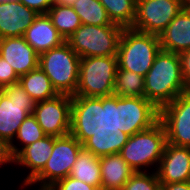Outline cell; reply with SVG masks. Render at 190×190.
<instances>
[{"label": "cell", "mask_w": 190, "mask_h": 190, "mask_svg": "<svg viewBox=\"0 0 190 190\" xmlns=\"http://www.w3.org/2000/svg\"><path fill=\"white\" fill-rule=\"evenodd\" d=\"M95 136L93 121L88 117L71 133L55 137L53 150L45 167L26 186L19 184V188L37 186L38 190H47L58 180L69 176L79 152Z\"/></svg>", "instance_id": "obj_3"}, {"label": "cell", "mask_w": 190, "mask_h": 190, "mask_svg": "<svg viewBox=\"0 0 190 190\" xmlns=\"http://www.w3.org/2000/svg\"><path fill=\"white\" fill-rule=\"evenodd\" d=\"M119 25L81 24L66 39L71 49L80 57L117 56L119 40L123 31Z\"/></svg>", "instance_id": "obj_9"}, {"label": "cell", "mask_w": 190, "mask_h": 190, "mask_svg": "<svg viewBox=\"0 0 190 190\" xmlns=\"http://www.w3.org/2000/svg\"><path fill=\"white\" fill-rule=\"evenodd\" d=\"M117 69V56L81 58L78 85L73 98L88 117L114 95Z\"/></svg>", "instance_id": "obj_2"}, {"label": "cell", "mask_w": 190, "mask_h": 190, "mask_svg": "<svg viewBox=\"0 0 190 190\" xmlns=\"http://www.w3.org/2000/svg\"><path fill=\"white\" fill-rule=\"evenodd\" d=\"M73 9L80 17L81 23L86 25H116L113 24L99 0H76Z\"/></svg>", "instance_id": "obj_23"}, {"label": "cell", "mask_w": 190, "mask_h": 190, "mask_svg": "<svg viewBox=\"0 0 190 190\" xmlns=\"http://www.w3.org/2000/svg\"><path fill=\"white\" fill-rule=\"evenodd\" d=\"M95 187L71 177L58 180L47 190H93Z\"/></svg>", "instance_id": "obj_28"}, {"label": "cell", "mask_w": 190, "mask_h": 190, "mask_svg": "<svg viewBox=\"0 0 190 190\" xmlns=\"http://www.w3.org/2000/svg\"><path fill=\"white\" fill-rule=\"evenodd\" d=\"M188 3L187 0H137L131 28L159 36Z\"/></svg>", "instance_id": "obj_11"}, {"label": "cell", "mask_w": 190, "mask_h": 190, "mask_svg": "<svg viewBox=\"0 0 190 190\" xmlns=\"http://www.w3.org/2000/svg\"><path fill=\"white\" fill-rule=\"evenodd\" d=\"M90 118L96 137L111 145L152 127L160 119V110L145 97L113 95Z\"/></svg>", "instance_id": "obj_1"}, {"label": "cell", "mask_w": 190, "mask_h": 190, "mask_svg": "<svg viewBox=\"0 0 190 190\" xmlns=\"http://www.w3.org/2000/svg\"><path fill=\"white\" fill-rule=\"evenodd\" d=\"M156 173L161 184L190 181V147L167 142Z\"/></svg>", "instance_id": "obj_14"}, {"label": "cell", "mask_w": 190, "mask_h": 190, "mask_svg": "<svg viewBox=\"0 0 190 190\" xmlns=\"http://www.w3.org/2000/svg\"><path fill=\"white\" fill-rule=\"evenodd\" d=\"M23 37L39 55L66 42L54 27L47 13L39 14L26 29Z\"/></svg>", "instance_id": "obj_20"}, {"label": "cell", "mask_w": 190, "mask_h": 190, "mask_svg": "<svg viewBox=\"0 0 190 190\" xmlns=\"http://www.w3.org/2000/svg\"><path fill=\"white\" fill-rule=\"evenodd\" d=\"M180 59L184 81L190 88V50L182 52L180 54Z\"/></svg>", "instance_id": "obj_32"}, {"label": "cell", "mask_w": 190, "mask_h": 190, "mask_svg": "<svg viewBox=\"0 0 190 190\" xmlns=\"http://www.w3.org/2000/svg\"><path fill=\"white\" fill-rule=\"evenodd\" d=\"M47 14L65 40L82 24L72 6L52 5Z\"/></svg>", "instance_id": "obj_24"}, {"label": "cell", "mask_w": 190, "mask_h": 190, "mask_svg": "<svg viewBox=\"0 0 190 190\" xmlns=\"http://www.w3.org/2000/svg\"><path fill=\"white\" fill-rule=\"evenodd\" d=\"M144 97L159 110L190 88L186 85L180 54L160 50L144 76Z\"/></svg>", "instance_id": "obj_4"}, {"label": "cell", "mask_w": 190, "mask_h": 190, "mask_svg": "<svg viewBox=\"0 0 190 190\" xmlns=\"http://www.w3.org/2000/svg\"><path fill=\"white\" fill-rule=\"evenodd\" d=\"M81 58L67 42L39 55L38 66L58 94L74 96L78 85Z\"/></svg>", "instance_id": "obj_8"}, {"label": "cell", "mask_w": 190, "mask_h": 190, "mask_svg": "<svg viewBox=\"0 0 190 190\" xmlns=\"http://www.w3.org/2000/svg\"><path fill=\"white\" fill-rule=\"evenodd\" d=\"M14 164V158L10 152L9 145L0 139V167H6V165Z\"/></svg>", "instance_id": "obj_31"}, {"label": "cell", "mask_w": 190, "mask_h": 190, "mask_svg": "<svg viewBox=\"0 0 190 190\" xmlns=\"http://www.w3.org/2000/svg\"><path fill=\"white\" fill-rule=\"evenodd\" d=\"M160 190H190V181L161 184Z\"/></svg>", "instance_id": "obj_33"}, {"label": "cell", "mask_w": 190, "mask_h": 190, "mask_svg": "<svg viewBox=\"0 0 190 190\" xmlns=\"http://www.w3.org/2000/svg\"><path fill=\"white\" fill-rule=\"evenodd\" d=\"M144 76L132 71L117 69L114 95L120 97H144Z\"/></svg>", "instance_id": "obj_25"}, {"label": "cell", "mask_w": 190, "mask_h": 190, "mask_svg": "<svg viewBox=\"0 0 190 190\" xmlns=\"http://www.w3.org/2000/svg\"><path fill=\"white\" fill-rule=\"evenodd\" d=\"M45 136L35 116L29 114L20 125L14 141L9 145L12 157L14 158L24 147L41 140ZM16 142L19 143L16 145Z\"/></svg>", "instance_id": "obj_26"}, {"label": "cell", "mask_w": 190, "mask_h": 190, "mask_svg": "<svg viewBox=\"0 0 190 190\" xmlns=\"http://www.w3.org/2000/svg\"><path fill=\"white\" fill-rule=\"evenodd\" d=\"M76 0H53V5L72 6Z\"/></svg>", "instance_id": "obj_34"}, {"label": "cell", "mask_w": 190, "mask_h": 190, "mask_svg": "<svg viewBox=\"0 0 190 190\" xmlns=\"http://www.w3.org/2000/svg\"><path fill=\"white\" fill-rule=\"evenodd\" d=\"M25 6L33 9L38 14H46L53 5V0H19Z\"/></svg>", "instance_id": "obj_30"}, {"label": "cell", "mask_w": 190, "mask_h": 190, "mask_svg": "<svg viewBox=\"0 0 190 190\" xmlns=\"http://www.w3.org/2000/svg\"><path fill=\"white\" fill-rule=\"evenodd\" d=\"M159 120L165 127L168 143L190 147V90L162 107Z\"/></svg>", "instance_id": "obj_12"}, {"label": "cell", "mask_w": 190, "mask_h": 190, "mask_svg": "<svg viewBox=\"0 0 190 190\" xmlns=\"http://www.w3.org/2000/svg\"><path fill=\"white\" fill-rule=\"evenodd\" d=\"M160 186L156 171L135 172L122 190H160Z\"/></svg>", "instance_id": "obj_27"}, {"label": "cell", "mask_w": 190, "mask_h": 190, "mask_svg": "<svg viewBox=\"0 0 190 190\" xmlns=\"http://www.w3.org/2000/svg\"><path fill=\"white\" fill-rule=\"evenodd\" d=\"M10 1H14V0H0V3H3V2H10Z\"/></svg>", "instance_id": "obj_35"}, {"label": "cell", "mask_w": 190, "mask_h": 190, "mask_svg": "<svg viewBox=\"0 0 190 190\" xmlns=\"http://www.w3.org/2000/svg\"><path fill=\"white\" fill-rule=\"evenodd\" d=\"M166 143V130L159 120L152 127L111 145L135 172H147L156 171Z\"/></svg>", "instance_id": "obj_5"}, {"label": "cell", "mask_w": 190, "mask_h": 190, "mask_svg": "<svg viewBox=\"0 0 190 190\" xmlns=\"http://www.w3.org/2000/svg\"><path fill=\"white\" fill-rule=\"evenodd\" d=\"M33 115L44 134L53 137L71 133L88 118L77 106L75 99L65 94L36 102Z\"/></svg>", "instance_id": "obj_6"}, {"label": "cell", "mask_w": 190, "mask_h": 190, "mask_svg": "<svg viewBox=\"0 0 190 190\" xmlns=\"http://www.w3.org/2000/svg\"><path fill=\"white\" fill-rule=\"evenodd\" d=\"M161 50L181 54L190 50V3H188L159 35Z\"/></svg>", "instance_id": "obj_18"}, {"label": "cell", "mask_w": 190, "mask_h": 190, "mask_svg": "<svg viewBox=\"0 0 190 190\" xmlns=\"http://www.w3.org/2000/svg\"><path fill=\"white\" fill-rule=\"evenodd\" d=\"M113 24L131 28L136 18L137 0H99Z\"/></svg>", "instance_id": "obj_22"}, {"label": "cell", "mask_w": 190, "mask_h": 190, "mask_svg": "<svg viewBox=\"0 0 190 190\" xmlns=\"http://www.w3.org/2000/svg\"><path fill=\"white\" fill-rule=\"evenodd\" d=\"M38 15L19 0L0 3V39L23 36Z\"/></svg>", "instance_id": "obj_15"}, {"label": "cell", "mask_w": 190, "mask_h": 190, "mask_svg": "<svg viewBox=\"0 0 190 190\" xmlns=\"http://www.w3.org/2000/svg\"><path fill=\"white\" fill-rule=\"evenodd\" d=\"M35 101L17 82L0 90V139L10 145L22 122L33 114Z\"/></svg>", "instance_id": "obj_10"}, {"label": "cell", "mask_w": 190, "mask_h": 190, "mask_svg": "<svg viewBox=\"0 0 190 190\" xmlns=\"http://www.w3.org/2000/svg\"><path fill=\"white\" fill-rule=\"evenodd\" d=\"M101 187L104 190H122L135 171L125 162L118 151L100 141Z\"/></svg>", "instance_id": "obj_13"}, {"label": "cell", "mask_w": 190, "mask_h": 190, "mask_svg": "<svg viewBox=\"0 0 190 190\" xmlns=\"http://www.w3.org/2000/svg\"><path fill=\"white\" fill-rule=\"evenodd\" d=\"M0 56L19 77L38 67L39 54L23 36L0 39Z\"/></svg>", "instance_id": "obj_16"}, {"label": "cell", "mask_w": 190, "mask_h": 190, "mask_svg": "<svg viewBox=\"0 0 190 190\" xmlns=\"http://www.w3.org/2000/svg\"><path fill=\"white\" fill-rule=\"evenodd\" d=\"M99 153L100 140L95 136L79 152L77 160L70 172V176L94 187H101Z\"/></svg>", "instance_id": "obj_19"}, {"label": "cell", "mask_w": 190, "mask_h": 190, "mask_svg": "<svg viewBox=\"0 0 190 190\" xmlns=\"http://www.w3.org/2000/svg\"><path fill=\"white\" fill-rule=\"evenodd\" d=\"M93 190H104L102 187H95Z\"/></svg>", "instance_id": "obj_36"}, {"label": "cell", "mask_w": 190, "mask_h": 190, "mask_svg": "<svg viewBox=\"0 0 190 190\" xmlns=\"http://www.w3.org/2000/svg\"><path fill=\"white\" fill-rule=\"evenodd\" d=\"M19 82V76L13 67L0 56V90L5 86Z\"/></svg>", "instance_id": "obj_29"}, {"label": "cell", "mask_w": 190, "mask_h": 190, "mask_svg": "<svg viewBox=\"0 0 190 190\" xmlns=\"http://www.w3.org/2000/svg\"><path fill=\"white\" fill-rule=\"evenodd\" d=\"M160 50L158 35L124 28L117 51L118 68L145 76Z\"/></svg>", "instance_id": "obj_7"}, {"label": "cell", "mask_w": 190, "mask_h": 190, "mask_svg": "<svg viewBox=\"0 0 190 190\" xmlns=\"http://www.w3.org/2000/svg\"><path fill=\"white\" fill-rule=\"evenodd\" d=\"M55 137L45 136L41 140L24 147L15 157V167H21L22 170H28L27 175H23L21 186H26L44 167L49 160L53 150ZM27 168V169H26Z\"/></svg>", "instance_id": "obj_17"}, {"label": "cell", "mask_w": 190, "mask_h": 190, "mask_svg": "<svg viewBox=\"0 0 190 190\" xmlns=\"http://www.w3.org/2000/svg\"><path fill=\"white\" fill-rule=\"evenodd\" d=\"M19 83L35 102L52 99L58 95L51 81L39 66L20 76Z\"/></svg>", "instance_id": "obj_21"}]
</instances>
